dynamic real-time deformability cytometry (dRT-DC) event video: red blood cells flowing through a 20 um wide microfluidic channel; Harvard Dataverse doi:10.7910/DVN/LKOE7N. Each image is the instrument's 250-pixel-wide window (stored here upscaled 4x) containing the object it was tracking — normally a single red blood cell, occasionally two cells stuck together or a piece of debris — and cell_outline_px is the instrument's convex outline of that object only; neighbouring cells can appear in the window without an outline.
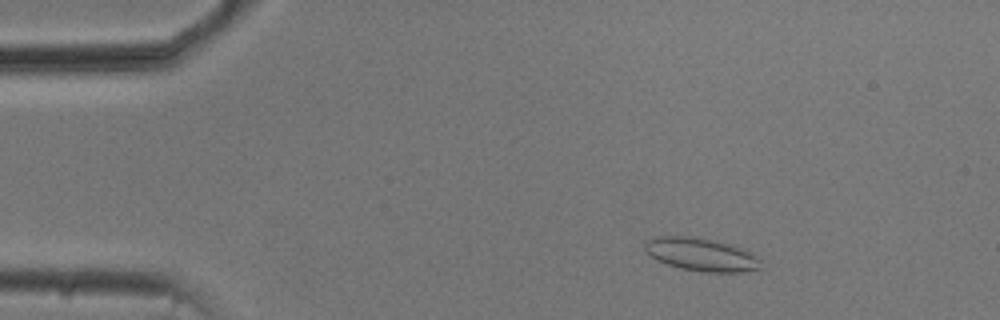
{"species": "common noctule bat (a hibernating species)", "species_latin": "Nyctalus noctula", "temperature_condition": "cold", "stored_images_in_passage": 47, "camera_frame_rate_fps": 3000, "um_per_image_px": 0.085, "animal": {"sex": "male", "body_mass_g": 20.5, "forearm_length_mm": 52.5}, "frame": {"image": 1, "passage_image": 8, "time_ms": 2.333, "image_size_px": [1000, 320], "cell_outline_px": [[760, 268], [744, 272], [704, 272], [680, 268], [668, 264], [652, 256], [644, 248], [644, 244], [652, 236], [688, 236], [712, 240], [732, 244], [752, 252], [760, 260]], "centroid_in_image_um": [59.63, 21.62], "position_along_channel_um": 25.4, "area_um2": 22.2}}
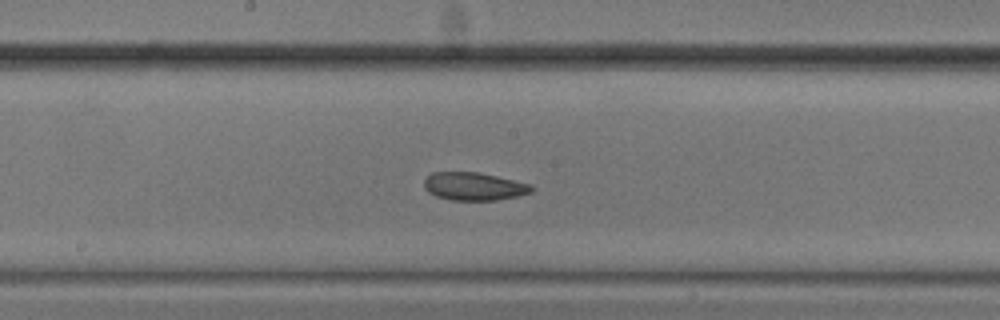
{"frame": {"image": 2, "passage_image": 28, "time_ms": 9.0, "image_size_px": [1000, 320], "cell_outline_px": [[536, 188], [532, 192], [516, 196], [496, 200], [452, 200], [436, 196], [428, 192], [424, 188], [424, 180], [432, 172], [476, 172], [496, 176], [532, 184]], "centroid_in_image_um": [40.3, 15.84], "position_along_channel_um": 207.9, "area_um2": 17.51}}
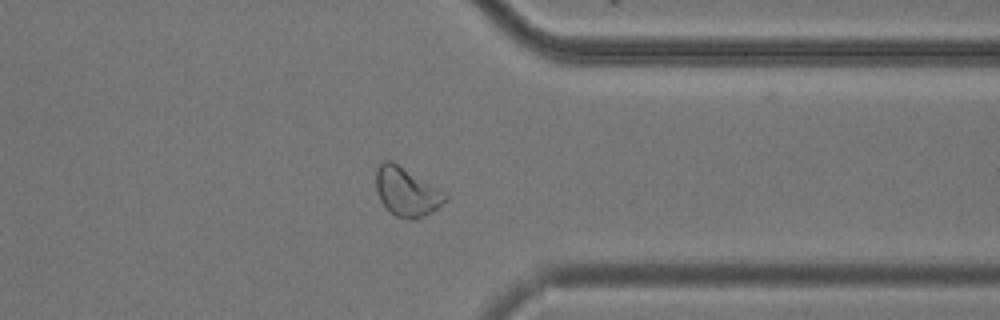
{"frame": {"image": 3, "passage_image": 42, "time_ms": 13.667, "image_size_px": [1000, 320], "cell_outline_px": [[448, 200], [432, 212], [412, 220], [408, 220], [396, 216], [380, 200], [376, 188], [376, 168], [384, 160], [392, 160], [448, 192]], "centroid_in_image_um": [34.61, 16.28], "position_along_channel_um": 376.8, "area_um2": 20.0}, "authors_computed_cell_mechanics": {"area_um2": 19.0162, "velocity_mm_per_s": 3.7218, "shape_relaxation_time_tau1_ms": 5.2894, "shape_relaxation_time_tau2_ms": 5.614, "deformation_change_tau1": 0.1034, "deformation_change_tau2": 0.1167}}